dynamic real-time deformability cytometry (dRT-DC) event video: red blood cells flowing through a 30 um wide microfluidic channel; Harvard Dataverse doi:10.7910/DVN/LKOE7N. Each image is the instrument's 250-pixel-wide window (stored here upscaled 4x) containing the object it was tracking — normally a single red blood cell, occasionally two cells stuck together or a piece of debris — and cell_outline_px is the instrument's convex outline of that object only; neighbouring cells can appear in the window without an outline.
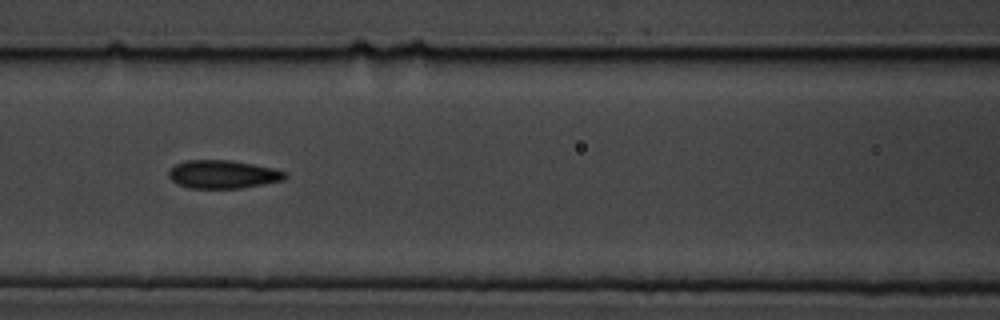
{"species": "common noctule bat (a hibernating species)", "species_latin": "Nyctalus noctula", "temperature_condition": "cold", "stored_images_in_passage": 8, "camera_frame_rate_fps": 3000, "um_per_image_px": 0.085, "animal": {"sex": "male", "body_mass_g": 19.5, "forearm_length_mm": 54.6}, "frame": {"image": 1, "passage_image": 6, "time_ms": 6.667, "image_size_px": [1000, 320], "cell_outline_px": [[288, 176], [284, 180], [240, 188], [188, 188], [176, 184], [168, 176], [168, 172], [176, 164], [188, 160], [228, 160], [276, 168], [288, 172]], "centroid_in_image_um": [18.97, 14.82], "position_along_channel_um": 147.6, "area_um2": 19.19}}
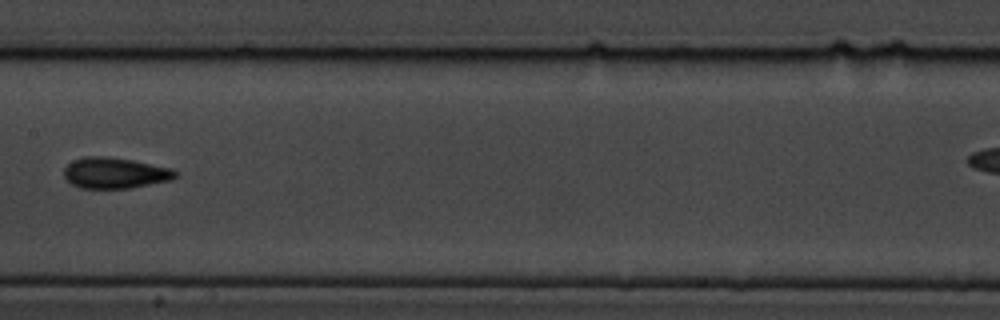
{"frame": {"image": 2, "passage_image": 7, "time_ms": 8.0, "image_size_px": [1000, 320], "cell_outline_px": [[180, 176], [172, 180], [132, 188], [80, 188], [72, 184], [64, 176], [64, 168], [72, 160], [84, 156], [108, 156], [132, 160], [172, 168], [180, 172]], "centroid_in_image_um": [9.82, 14.7], "position_along_channel_um": 197.6, "area_um2": 20.4}}
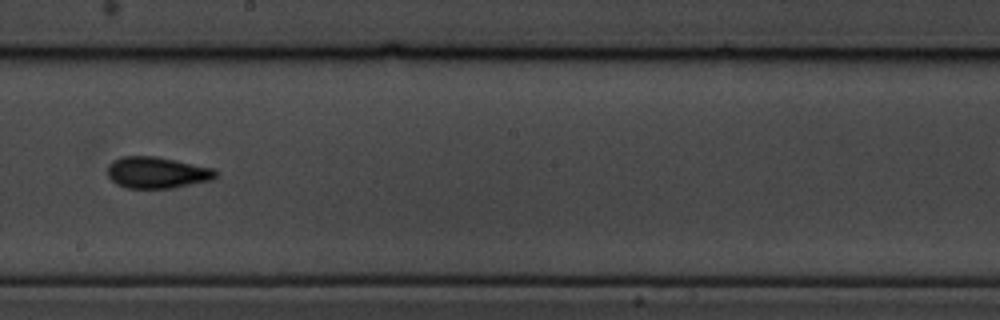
{"frame": {"image": 3, "passage_image": 8, "time_ms": 9.0, "image_size_px": [1000, 320], "cell_outline_px": [[220, 172], [212, 180], [172, 188], [128, 188], [116, 184], [108, 176], [108, 164], [112, 160], [120, 156], [156, 156], [212, 168]], "centroid_in_image_um": [13.33, 14.66], "position_along_channel_um": 234.9, "area_um2": 19.88}}